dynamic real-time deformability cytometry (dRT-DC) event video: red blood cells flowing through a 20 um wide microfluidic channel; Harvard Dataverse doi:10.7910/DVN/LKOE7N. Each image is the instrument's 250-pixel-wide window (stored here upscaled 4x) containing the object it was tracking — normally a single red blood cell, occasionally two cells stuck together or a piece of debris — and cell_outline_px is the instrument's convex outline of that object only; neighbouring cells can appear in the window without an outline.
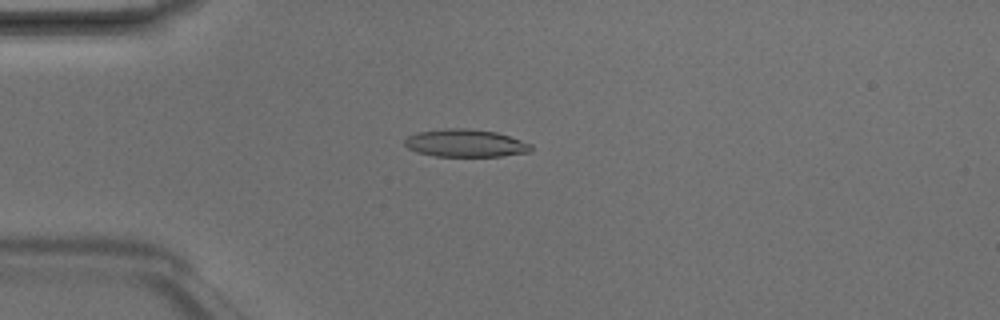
{"species": "Egyptian fruit bat (a non-hibernating species)", "species_latin": "Rousettus aegyptiacus", "temperature_condition": "room temperature", "stored_images_in_passage": 5, "camera_frame_rate_fps": 3000, "um_per_image_px": 0.085, "animal": {"sex": "male"}, "frame": {"image": 1, "passage_image": 4, "time_ms": 1.0, "image_size_px": [1000, 320], "cell_outline_px": [[532, 148], [528, 152], [500, 156], [436, 156], [416, 152], [408, 148], [404, 144], [404, 140], [408, 136], [416, 132], [448, 128], [468, 128], [496, 132], [532, 144]], "centroid_in_image_um": [39.53, 12.16], "position_along_channel_um": 45.5, "area_um2": 20.29}}